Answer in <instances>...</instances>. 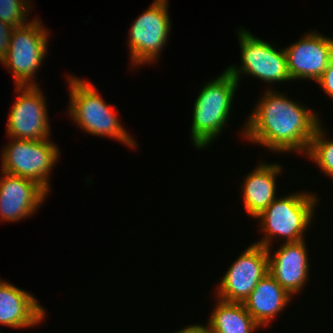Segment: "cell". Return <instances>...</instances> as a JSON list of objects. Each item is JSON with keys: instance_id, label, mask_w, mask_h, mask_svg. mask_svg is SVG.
<instances>
[{"instance_id": "cell-7", "label": "cell", "mask_w": 333, "mask_h": 333, "mask_svg": "<svg viewBox=\"0 0 333 333\" xmlns=\"http://www.w3.org/2000/svg\"><path fill=\"white\" fill-rule=\"evenodd\" d=\"M168 0H154L133 24L128 33V47L132 65L155 63L171 30Z\"/></svg>"}, {"instance_id": "cell-17", "label": "cell", "mask_w": 333, "mask_h": 333, "mask_svg": "<svg viewBox=\"0 0 333 333\" xmlns=\"http://www.w3.org/2000/svg\"><path fill=\"white\" fill-rule=\"evenodd\" d=\"M259 327L243 303L220 299L215 304L207 324L210 333H252Z\"/></svg>"}, {"instance_id": "cell-19", "label": "cell", "mask_w": 333, "mask_h": 333, "mask_svg": "<svg viewBox=\"0 0 333 333\" xmlns=\"http://www.w3.org/2000/svg\"><path fill=\"white\" fill-rule=\"evenodd\" d=\"M29 2V0H0V20L13 27L26 24L31 8Z\"/></svg>"}, {"instance_id": "cell-9", "label": "cell", "mask_w": 333, "mask_h": 333, "mask_svg": "<svg viewBox=\"0 0 333 333\" xmlns=\"http://www.w3.org/2000/svg\"><path fill=\"white\" fill-rule=\"evenodd\" d=\"M267 273V248L253 243L227 269L218 285L216 297L227 302L243 303Z\"/></svg>"}, {"instance_id": "cell-10", "label": "cell", "mask_w": 333, "mask_h": 333, "mask_svg": "<svg viewBox=\"0 0 333 333\" xmlns=\"http://www.w3.org/2000/svg\"><path fill=\"white\" fill-rule=\"evenodd\" d=\"M17 100L8 115L7 135L23 140L50 139L46 99L40 87L16 86Z\"/></svg>"}, {"instance_id": "cell-8", "label": "cell", "mask_w": 333, "mask_h": 333, "mask_svg": "<svg viewBox=\"0 0 333 333\" xmlns=\"http://www.w3.org/2000/svg\"><path fill=\"white\" fill-rule=\"evenodd\" d=\"M237 33L242 64L226 69L237 82L245 73L269 84L291 80L284 49L274 48V45L253 36L246 29L240 28Z\"/></svg>"}, {"instance_id": "cell-1", "label": "cell", "mask_w": 333, "mask_h": 333, "mask_svg": "<svg viewBox=\"0 0 333 333\" xmlns=\"http://www.w3.org/2000/svg\"><path fill=\"white\" fill-rule=\"evenodd\" d=\"M244 123L243 137L275 153L307 154L320 119L315 111L287 96L266 90Z\"/></svg>"}, {"instance_id": "cell-14", "label": "cell", "mask_w": 333, "mask_h": 333, "mask_svg": "<svg viewBox=\"0 0 333 333\" xmlns=\"http://www.w3.org/2000/svg\"><path fill=\"white\" fill-rule=\"evenodd\" d=\"M45 314V309L33 295L11 283L0 281L1 325L14 329L38 326L45 319Z\"/></svg>"}, {"instance_id": "cell-6", "label": "cell", "mask_w": 333, "mask_h": 333, "mask_svg": "<svg viewBox=\"0 0 333 333\" xmlns=\"http://www.w3.org/2000/svg\"><path fill=\"white\" fill-rule=\"evenodd\" d=\"M12 139L1 152V172L28 178L50 192L49 174L58 162V146L51 141Z\"/></svg>"}, {"instance_id": "cell-13", "label": "cell", "mask_w": 333, "mask_h": 333, "mask_svg": "<svg viewBox=\"0 0 333 333\" xmlns=\"http://www.w3.org/2000/svg\"><path fill=\"white\" fill-rule=\"evenodd\" d=\"M305 241L283 243L275 254L267 248L269 273L291 295L302 290L309 278L308 252Z\"/></svg>"}, {"instance_id": "cell-4", "label": "cell", "mask_w": 333, "mask_h": 333, "mask_svg": "<svg viewBox=\"0 0 333 333\" xmlns=\"http://www.w3.org/2000/svg\"><path fill=\"white\" fill-rule=\"evenodd\" d=\"M318 202L316 194L301 191L277 197L255 217L259 218L261 231L265 234L263 239L255 243L271 249L275 237L286 238L283 241L286 243L305 240L303 233L310 227Z\"/></svg>"}, {"instance_id": "cell-11", "label": "cell", "mask_w": 333, "mask_h": 333, "mask_svg": "<svg viewBox=\"0 0 333 333\" xmlns=\"http://www.w3.org/2000/svg\"><path fill=\"white\" fill-rule=\"evenodd\" d=\"M284 51L291 81L302 78L316 82L333 58V38L309 32Z\"/></svg>"}, {"instance_id": "cell-3", "label": "cell", "mask_w": 333, "mask_h": 333, "mask_svg": "<svg viewBox=\"0 0 333 333\" xmlns=\"http://www.w3.org/2000/svg\"><path fill=\"white\" fill-rule=\"evenodd\" d=\"M237 80L225 70L216 79L204 85L195 100L191 138L197 149L220 136L230 115L231 104L238 87Z\"/></svg>"}, {"instance_id": "cell-22", "label": "cell", "mask_w": 333, "mask_h": 333, "mask_svg": "<svg viewBox=\"0 0 333 333\" xmlns=\"http://www.w3.org/2000/svg\"><path fill=\"white\" fill-rule=\"evenodd\" d=\"M175 333H210L207 326H201L198 324L190 325L186 328H183L179 331H175Z\"/></svg>"}, {"instance_id": "cell-18", "label": "cell", "mask_w": 333, "mask_h": 333, "mask_svg": "<svg viewBox=\"0 0 333 333\" xmlns=\"http://www.w3.org/2000/svg\"><path fill=\"white\" fill-rule=\"evenodd\" d=\"M322 125L320 124L316 129L306 155L319 166L320 170L333 179V140H327Z\"/></svg>"}, {"instance_id": "cell-5", "label": "cell", "mask_w": 333, "mask_h": 333, "mask_svg": "<svg viewBox=\"0 0 333 333\" xmlns=\"http://www.w3.org/2000/svg\"><path fill=\"white\" fill-rule=\"evenodd\" d=\"M38 19L15 27L8 54L1 63L12 72L16 86H37L35 73L41 66L49 41V32Z\"/></svg>"}, {"instance_id": "cell-2", "label": "cell", "mask_w": 333, "mask_h": 333, "mask_svg": "<svg viewBox=\"0 0 333 333\" xmlns=\"http://www.w3.org/2000/svg\"><path fill=\"white\" fill-rule=\"evenodd\" d=\"M67 77L71 100L68 109L73 122L86 133L114 138L128 147L136 148L135 140L118 120L117 110L102 99L96 86L73 75Z\"/></svg>"}, {"instance_id": "cell-15", "label": "cell", "mask_w": 333, "mask_h": 333, "mask_svg": "<svg viewBox=\"0 0 333 333\" xmlns=\"http://www.w3.org/2000/svg\"><path fill=\"white\" fill-rule=\"evenodd\" d=\"M245 176L243 204L247 214L255 218L265 210L276 198V177L280 175L282 166L273 163H262Z\"/></svg>"}, {"instance_id": "cell-21", "label": "cell", "mask_w": 333, "mask_h": 333, "mask_svg": "<svg viewBox=\"0 0 333 333\" xmlns=\"http://www.w3.org/2000/svg\"><path fill=\"white\" fill-rule=\"evenodd\" d=\"M324 92L333 98V58L330 60L328 67L324 70L321 77L316 81Z\"/></svg>"}, {"instance_id": "cell-20", "label": "cell", "mask_w": 333, "mask_h": 333, "mask_svg": "<svg viewBox=\"0 0 333 333\" xmlns=\"http://www.w3.org/2000/svg\"><path fill=\"white\" fill-rule=\"evenodd\" d=\"M15 27L0 20V62L8 54L12 33Z\"/></svg>"}, {"instance_id": "cell-12", "label": "cell", "mask_w": 333, "mask_h": 333, "mask_svg": "<svg viewBox=\"0 0 333 333\" xmlns=\"http://www.w3.org/2000/svg\"><path fill=\"white\" fill-rule=\"evenodd\" d=\"M1 173L0 220L18 222L33 215L40 208L48 192L33 180Z\"/></svg>"}, {"instance_id": "cell-16", "label": "cell", "mask_w": 333, "mask_h": 333, "mask_svg": "<svg viewBox=\"0 0 333 333\" xmlns=\"http://www.w3.org/2000/svg\"><path fill=\"white\" fill-rule=\"evenodd\" d=\"M291 297L292 295L267 273L243 304L260 326H267L289 304Z\"/></svg>"}]
</instances>
